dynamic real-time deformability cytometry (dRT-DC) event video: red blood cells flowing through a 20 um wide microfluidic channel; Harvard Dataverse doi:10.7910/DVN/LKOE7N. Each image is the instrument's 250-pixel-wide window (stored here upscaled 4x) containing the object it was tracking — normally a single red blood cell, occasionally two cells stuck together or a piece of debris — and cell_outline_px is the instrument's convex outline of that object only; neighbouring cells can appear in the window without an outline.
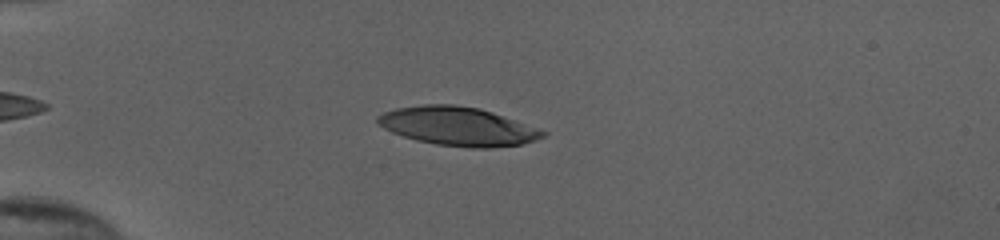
{"species": "human", "species_latin": "Homo sapiens", "temperature_condition": "cold", "stored_images_in_passage": 41, "camera_frame_rate_fps": 3000, "um_per_image_px": 0.085, "donor": {"sex": "female"}, "frame": {"image": 1, "passage_image": 8, "time_ms": 2.333, "image_size_px": [1000, 240], "cell_outline_px": [[548, 132], [544, 136], [520, 144], [488, 148], [468, 148], [436, 144], [416, 140], [392, 132], [376, 124], [376, 116], [384, 112], [396, 108], [424, 104], [452, 104], [480, 108], [540, 128]], "centroid_in_image_um": [38.89, 10.73], "position_along_channel_um": 46.1, "area_um2": 37.22}}
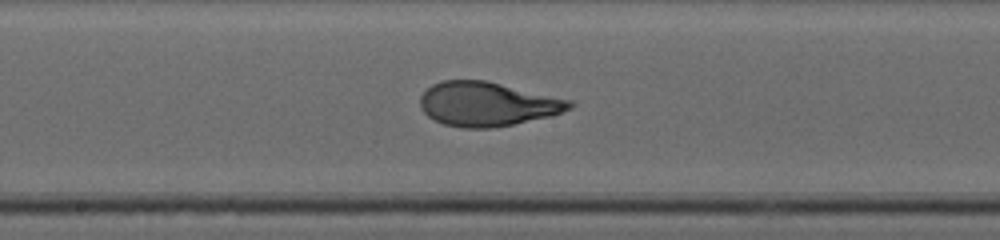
{"frame": {"image": 2, "passage_image": 23, "time_ms": 7.333, "image_size_px": [1000, 240], "cell_outline_px": [[576, 104], [572, 108], [552, 116], [492, 128], [464, 128], [444, 124], [428, 116], [420, 108], [420, 96], [432, 84], [444, 80], [484, 80], [572, 100]], "centroid_in_image_um": [41.44, 8.84], "position_along_channel_um": 206.8, "area_um2": 38.38}}
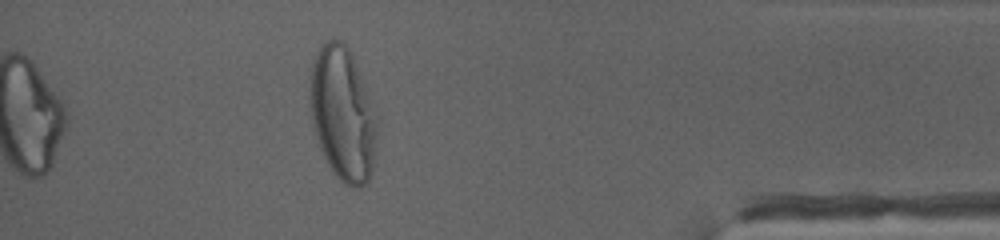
{"frame": {"image": 3, "passage_image": 41, "time_ms": 13.333, "image_size_px": [1000, 240], "cell_outline_px": [[380, 116], [372, 168], [368, 180], [360, 188], [352, 188], [344, 184], [336, 176], [328, 164], [316, 136], [308, 104], [308, 88], [312, 64], [316, 52], [320, 44], [328, 40], [340, 40], [348, 48], [352, 56]], "centroid_in_image_um": [29.14, 9.67], "position_along_channel_um": 406.1, "area_um2": 53.06}, "authors_computed_cell_mechanics": {"area_um2": 38.2058, "velocity_mm_per_s": 3.8881, "shape_relaxation_time_tau1_ms": 4.7443, "shape_relaxation_time_tau2_ms": null, "deformation_change_tau1": 0.2403, "deformation_change_tau2": null}}